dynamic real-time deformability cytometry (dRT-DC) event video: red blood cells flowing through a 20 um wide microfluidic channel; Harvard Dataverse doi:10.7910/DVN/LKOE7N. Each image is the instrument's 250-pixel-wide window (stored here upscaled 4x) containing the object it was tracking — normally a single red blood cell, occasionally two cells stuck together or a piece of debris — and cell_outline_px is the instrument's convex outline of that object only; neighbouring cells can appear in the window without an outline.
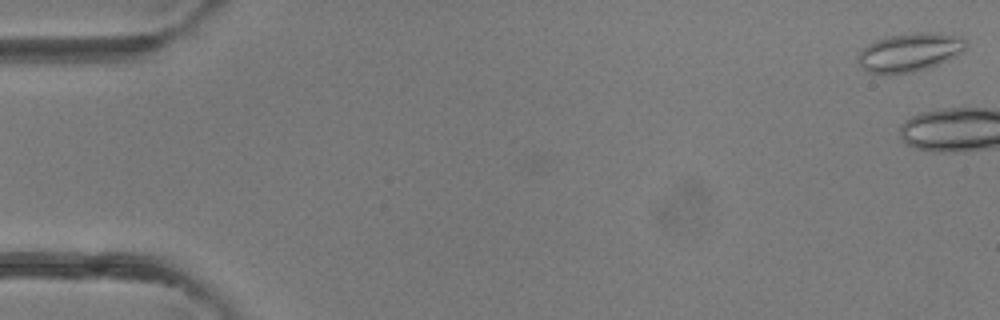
{"species": "common noctule bat (a hibernating species)", "species_latin": "Nyctalus noctula", "temperature_condition": "room temperature", "stored_images_in_passage": 6, "camera_frame_rate_fps": 3000, "um_per_image_px": 0.085, "animal": {"sex": "female"}, "frame": {"image": 1, "passage_image": 1, "time_ms": 0.0, "image_size_px": [1000, 320], "cell_outline_px": [[968, 48], [956, 56], [936, 64], [912, 72], [888, 76], [868, 72], [860, 68], [856, 60], [856, 56], [868, 44], [884, 36], [912, 32], [936, 32], [960, 36], [968, 44]], "centroid_in_image_um": [77.27, 4.44], "position_along_channel_um": 7.7, "area_um2": 24.8}}